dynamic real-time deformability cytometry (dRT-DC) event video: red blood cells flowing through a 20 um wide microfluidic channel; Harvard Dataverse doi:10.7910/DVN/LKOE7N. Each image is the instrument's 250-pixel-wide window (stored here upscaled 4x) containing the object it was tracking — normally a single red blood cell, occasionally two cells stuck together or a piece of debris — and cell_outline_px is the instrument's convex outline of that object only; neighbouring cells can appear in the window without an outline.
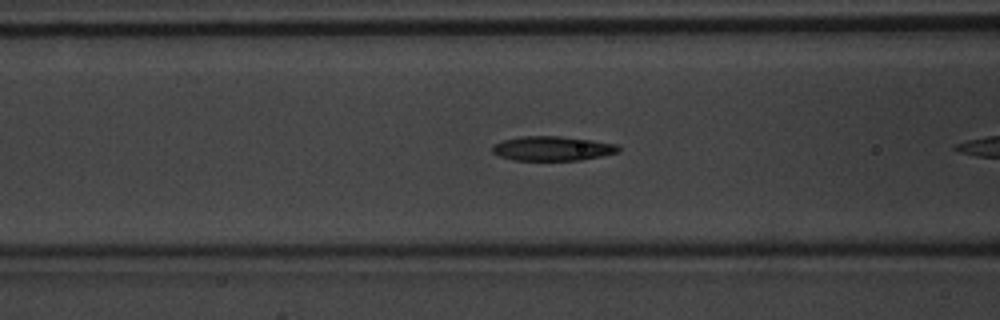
{"species": "common noctule bat (a hibernating species)", "species_latin": "Nyctalus noctula", "temperature_condition": "warm", "stored_images_in_passage": 7, "camera_frame_rate_fps": 3000, "um_per_image_px": 0.085, "animal": {"sex": "male", "body_mass_g": 20.1, "forearm_length_mm": 53.5}, "frame": {"image": 1, "passage_image": 6, "time_ms": 1.667, "image_size_px": [1000, 320], "cell_outline_px": [[620, 152], [604, 156], [580, 160], [512, 160], [500, 156], [492, 152], [492, 144], [504, 140], [524, 136], [560, 136], [592, 140], [616, 144], [620, 148]], "centroid_in_image_um": [46.97, 12.62], "position_along_channel_um": 119.6, "area_um2": 18.03}}